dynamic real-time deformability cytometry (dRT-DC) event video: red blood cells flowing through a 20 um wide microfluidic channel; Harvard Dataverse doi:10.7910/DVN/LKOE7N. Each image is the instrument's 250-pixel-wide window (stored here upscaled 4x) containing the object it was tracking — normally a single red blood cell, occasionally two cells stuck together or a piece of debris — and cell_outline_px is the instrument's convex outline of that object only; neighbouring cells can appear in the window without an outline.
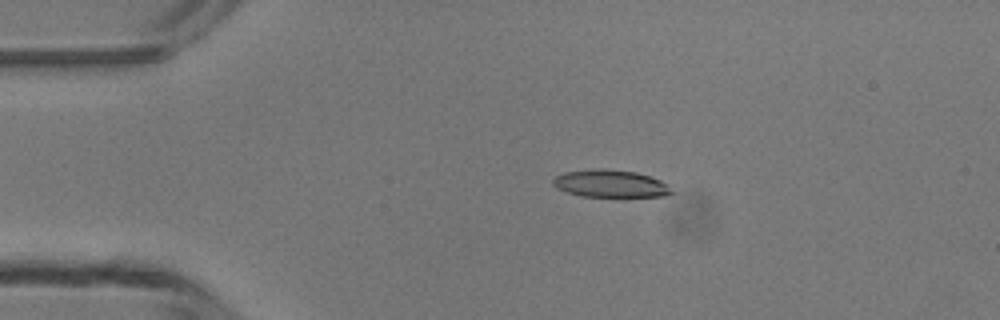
{"species": "common noctule bat (a hibernating species)", "species_latin": "Nyctalus noctula", "temperature_condition": "room temperature", "stored_images_in_passage": 4, "camera_frame_rate_fps": 3000, "um_per_image_px": 0.085, "animal": {"sex": "male", "body_mass_g": 13.3}, "frame": {"image": 1, "passage_image": 3, "time_ms": 3.0, "image_size_px": [1000, 320], "cell_outline_px": [[676, 192], [668, 196], [580, 196], [556, 188], [552, 184], [552, 180], [556, 176], [564, 172], [592, 168], [604, 168], [636, 172], [660, 180], [668, 184]], "centroid_in_image_um": [51.9, 15.6], "position_along_channel_um": 33.1, "area_um2": 19.13}}